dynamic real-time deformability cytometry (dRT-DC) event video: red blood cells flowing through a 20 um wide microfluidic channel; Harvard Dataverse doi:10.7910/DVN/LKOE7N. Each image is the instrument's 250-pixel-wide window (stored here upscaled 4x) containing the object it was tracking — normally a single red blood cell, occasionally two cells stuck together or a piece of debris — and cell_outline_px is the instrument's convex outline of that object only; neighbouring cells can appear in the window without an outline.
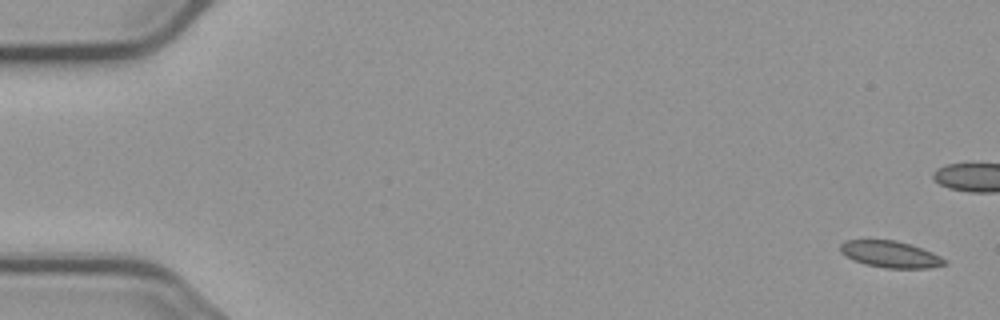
{"species": "common noctule bat (a hibernating species)", "species_latin": "Nyctalus noctula", "temperature_condition": "cold", "stored_images_in_passage": 5, "camera_frame_rate_fps": 3000, "um_per_image_px": 0.085, "animal": {"sex": "male", "body_mass_g": 23.1, "forearm_length_mm": 52.7}, "frame": {"image": 1, "passage_image": 1, "time_ms": 0.0, "image_size_px": [1000, 320], "cell_outline_px": [[948, 264], [928, 268], [884, 268], [864, 264], [852, 260], [840, 252], [840, 244], [844, 240], [896, 240], [932, 252], [948, 260]], "centroid_in_image_um": [75.67, 21.62], "position_along_channel_um": 9.3, "area_um2": 16.24}}